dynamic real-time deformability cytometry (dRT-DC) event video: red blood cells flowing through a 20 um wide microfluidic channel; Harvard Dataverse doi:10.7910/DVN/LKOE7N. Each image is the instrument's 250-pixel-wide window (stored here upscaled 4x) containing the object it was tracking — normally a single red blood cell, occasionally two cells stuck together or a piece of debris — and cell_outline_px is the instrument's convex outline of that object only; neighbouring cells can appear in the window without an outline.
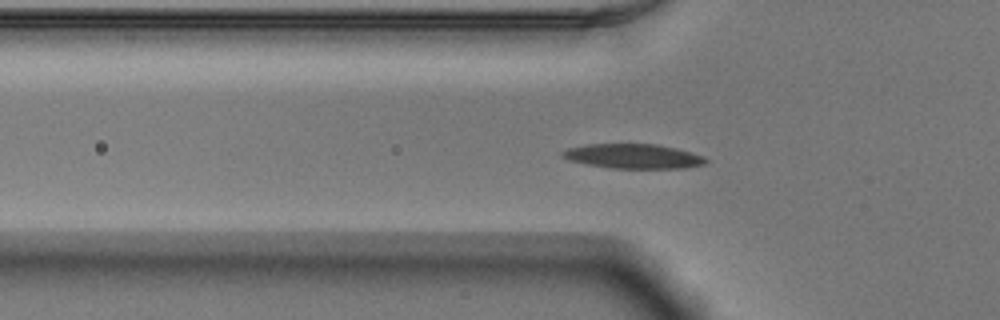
{"species": "Egyptian fruit bat (a non-hibernating species)", "species_latin": "Rousettus aegyptiacus", "temperature_condition": "warm", "stored_images_in_passage": 47, "camera_frame_rate_fps": 3000, "um_per_image_px": 0.085, "animal": {"sex": "male"}, "frame": {"image": 1, "passage_image": 11, "time_ms": 3.333, "image_size_px": [1000, 320], "cell_outline_px": [[708, 160], [704, 164], [684, 168], [612, 168], [584, 164], [568, 160], [560, 156], [560, 152], [568, 148], [588, 144], [656, 144], [676, 148], [704, 156]], "centroid_in_image_um": [53.79, 13.28], "position_along_channel_um": 72.0, "area_um2": 20.58}}
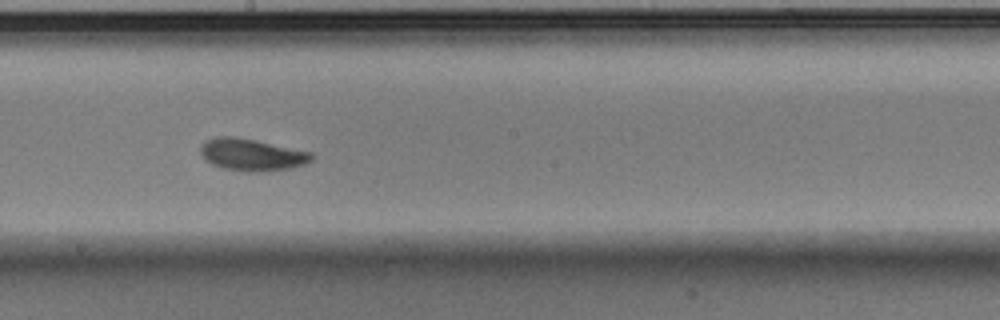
{"frame": {"image": 2, "passage_image": 23, "time_ms": 7.333, "image_size_px": [1000, 320], "cell_outline_px": [[312, 160], [304, 164], [288, 168], [260, 172], [244, 172], [224, 168], [212, 164], [200, 152], [200, 144], [204, 140], [216, 136], [236, 136], [256, 140], [312, 152]], "centroid_in_image_um": [21.37, 13.13], "position_along_channel_um": 226.8, "area_um2": 20.75}}
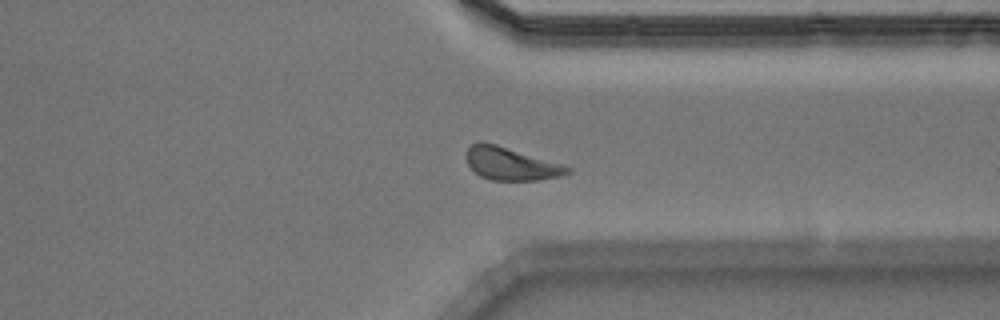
{"frame": {"image": 3, "passage_image": 34, "time_ms": 11.0, "image_size_px": [1000, 320], "cell_outline_px": [[572, 172], [560, 176], [536, 180], [492, 180], [480, 176], [468, 164], [468, 148], [472, 144], [480, 140], [496, 144], [564, 164], [572, 168]], "centroid_in_image_um": [43.47, 13.91], "position_along_channel_um": 367.9, "area_um2": 19.25}, "authors_computed_cell_mechanics": {"area_um2": 19.652, "velocity_mm_per_s": 3.8539, "shape_relaxation_time_tau1_ms": 1.5925, "shape_relaxation_time_tau2_ms": 2.5422, "deformation_change_tau1": 0.1193, "deformation_change_tau2": 0.0739}}